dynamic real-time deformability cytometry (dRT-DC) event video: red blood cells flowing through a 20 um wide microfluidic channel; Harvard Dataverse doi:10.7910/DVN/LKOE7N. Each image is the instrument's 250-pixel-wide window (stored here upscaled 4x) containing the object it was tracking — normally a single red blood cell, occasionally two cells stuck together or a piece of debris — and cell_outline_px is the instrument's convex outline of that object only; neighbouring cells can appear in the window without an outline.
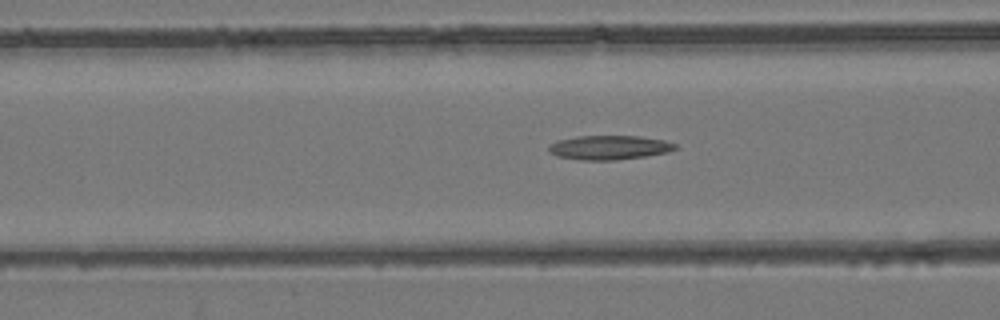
{"species": "common noctule bat (a hibernating species)", "species_latin": "Nyctalus noctula", "temperature_condition": "room temperature", "stored_images_in_passage": 48, "camera_frame_rate_fps": 3000, "um_per_image_px": 0.085, "animal": {"sex": "female", "body_mass_g": 24.6, "forearm_length_mm": 56.2}, "frame": {"image": 1, "passage_image": 16, "time_ms": 5.0, "image_size_px": [1000, 320], "cell_outline_px": [[676, 148], [668, 152], [644, 156], [616, 160], [580, 160], [556, 156], [548, 152], [548, 144], [556, 140], [576, 136], [640, 136], [664, 140], [676, 144]], "centroid_in_image_um": [51.72, 12.53], "position_along_channel_um": 114.9, "area_um2": 17.98}}
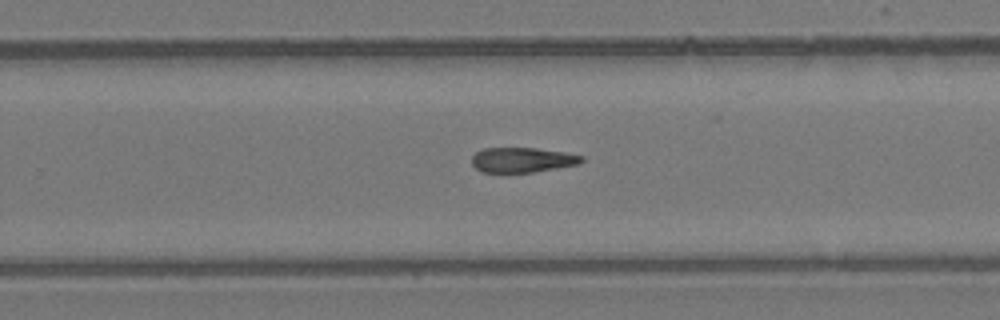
{"frame": {"image": 2, "passage_image": 29, "time_ms": 9.333, "image_size_px": [1000, 320], "cell_outline_px": [[584, 160], [580, 164], [532, 172], [480, 172], [472, 164], [472, 156], [476, 152], [484, 148], [536, 148], [564, 152], [584, 156]], "centroid_in_image_um": [44.4, 13.59], "position_along_channel_um": 285.4, "area_um2": 15.95}}
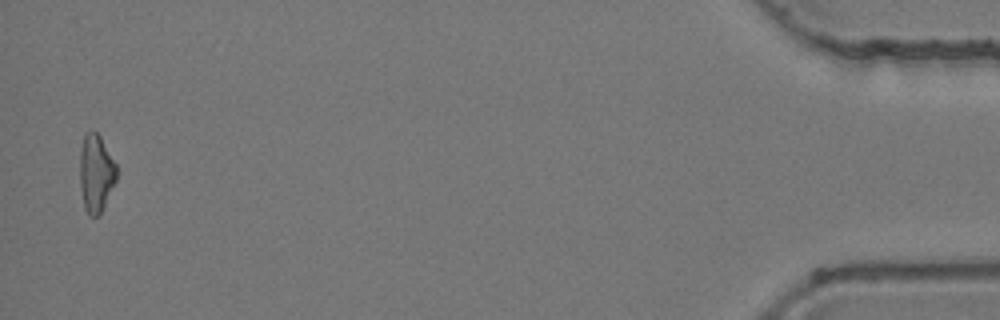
{"frame": {"image": 3, "passage_image": 47, "time_ms": 15.333, "image_size_px": [1000, 320], "cell_outline_px": [[116, 180], [104, 208], [100, 216], [88, 216], [84, 208], [80, 184], [80, 148], [84, 132], [92, 128], [100, 136], [116, 164]], "centroid_in_image_um": [8.14, 14.71], "position_along_channel_um": 427.1, "area_um2": 16.94}}